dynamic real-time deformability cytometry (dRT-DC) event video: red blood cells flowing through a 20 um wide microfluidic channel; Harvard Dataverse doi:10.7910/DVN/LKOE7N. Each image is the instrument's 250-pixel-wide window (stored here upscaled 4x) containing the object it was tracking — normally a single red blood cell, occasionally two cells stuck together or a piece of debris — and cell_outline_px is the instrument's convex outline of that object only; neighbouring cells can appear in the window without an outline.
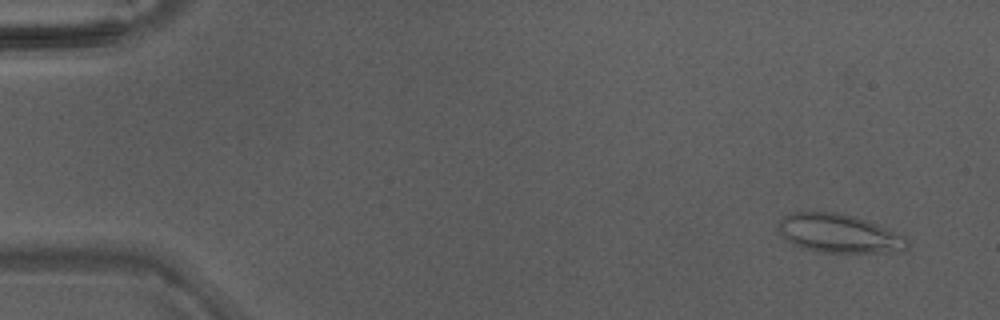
{"species": "Egyptian fruit bat (a non-hibernating species)", "species_latin": "Rousettus aegyptiacus", "temperature_condition": "warm", "stored_images_in_passage": 44, "camera_frame_rate_fps": 3000, "um_per_image_px": 0.085, "animal": {"sex": "male"}, "frame": {"image": 1, "passage_image": 1, "time_ms": 0.0, "image_size_px": [1000, 320], "cell_outline_px": [[908, 248], [904, 252], [820, 252], [800, 248], [792, 244], [776, 228], [776, 224], [788, 212], [836, 212], [856, 216], [892, 228], [904, 236], [908, 240]], "centroid_in_image_um": [71.35, 19.84], "position_along_channel_um": 13.6, "area_um2": 29.71}}
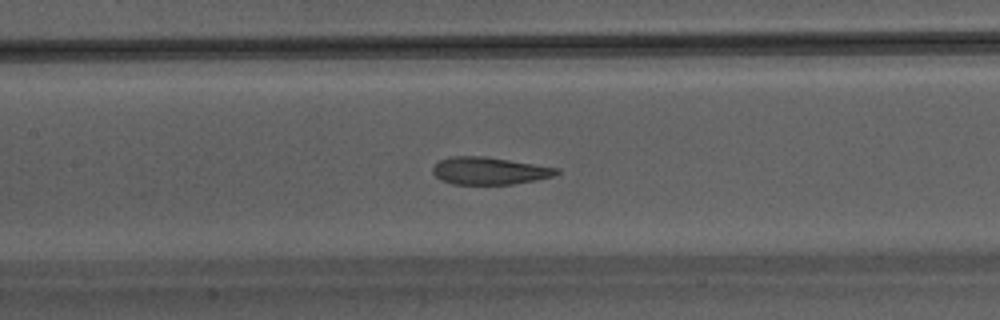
{"frame": {"image": 2, "passage_image": 20, "time_ms": 6.333, "image_size_px": [1000, 320], "cell_outline_px": [[560, 172], [552, 176], [536, 180], [512, 184], [452, 184], [440, 180], [432, 172], [432, 168], [440, 160], [452, 156], [484, 156], [560, 168]], "centroid_in_image_um": [41.59, 14.52], "position_along_channel_um": 165.8, "area_um2": 19.71}}
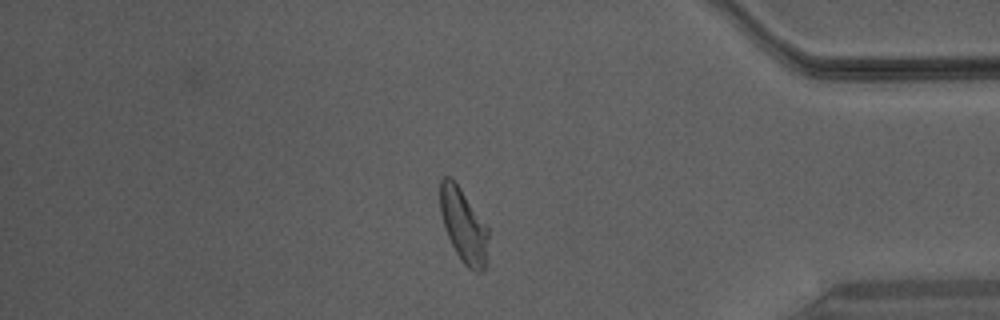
{"frame": {"image": 3, "passage_image": 37, "time_ms": 12.0, "image_size_px": [1000, 320], "cell_outline_px": [[488, 236], [484, 268], [480, 272], [476, 272], [468, 268], [460, 260], [444, 228], [440, 212], [440, 180], [444, 176], [448, 176], [460, 188], [488, 224]], "centroid_in_image_um": [39.4, 19.16], "position_along_channel_um": 395.8, "area_um2": 20.69}}